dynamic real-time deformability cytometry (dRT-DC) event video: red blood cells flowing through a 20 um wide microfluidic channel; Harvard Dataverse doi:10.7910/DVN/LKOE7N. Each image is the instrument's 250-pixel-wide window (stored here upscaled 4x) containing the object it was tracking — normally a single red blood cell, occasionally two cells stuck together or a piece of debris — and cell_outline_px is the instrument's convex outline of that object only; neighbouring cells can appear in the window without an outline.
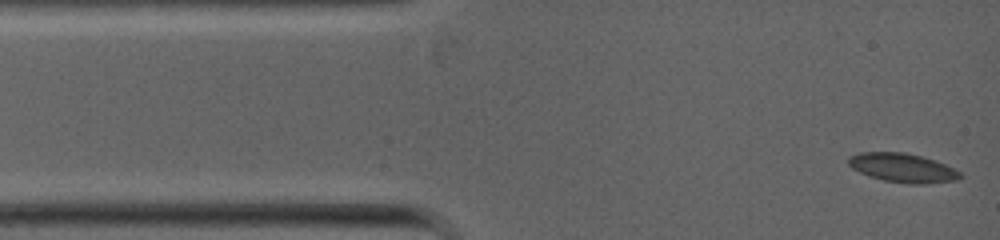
{"species": "common noctule bat (a hibernating species)", "species_latin": "Nyctalus noctula", "temperature_condition": "warm", "stored_images_in_passage": 9, "camera_frame_rate_fps": 5000, "um_per_image_px": 0.085, "animal": {"sex": "female", "body_mass_g": 19.0, "forearm_length_mm": 53.3}, "frame": {"image": 1, "passage_image": 1, "time_ms": 0.0, "image_size_px": [1000, 240], "cell_outline_px": [[964, 176], [960, 180], [924, 184], [908, 184], [884, 180], [868, 176], [852, 168], [848, 164], [848, 156], [860, 152], [904, 152], [936, 160], [960, 172]], "centroid_in_image_um": [76.74, 14.27], "position_along_channel_um": 8.3, "area_um2": 19.02}}
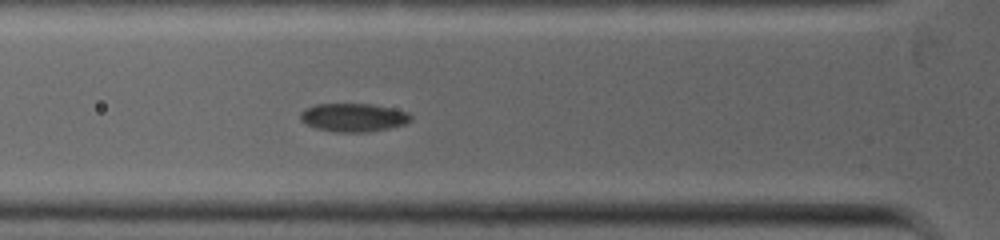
{"frame": {"image": 2, "passage_image": 7, "time_ms": 3.0, "image_size_px": [1000, 240], "cell_outline_px": [[412, 120], [404, 124], [388, 128], [364, 132], [336, 132], [316, 128], [300, 120], [300, 112], [304, 108], [316, 104], [372, 104], [392, 108], [408, 112], [412, 116]], "centroid_in_image_um": [30.03, 9.97], "position_along_channel_um": 95.8, "area_um2": 18.21}}
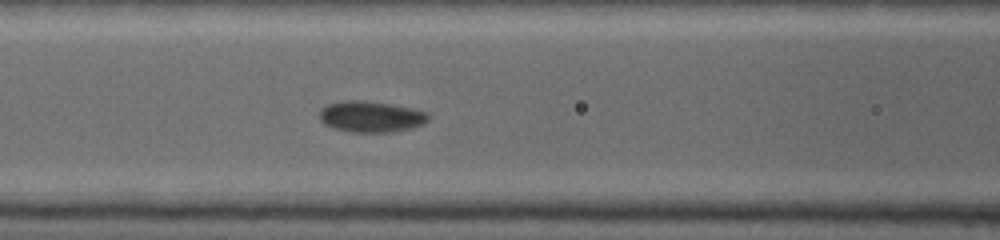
{"frame": {"image": 3, "passage_image": 9, "time_ms": 3.8, "image_size_px": [1000, 240], "cell_outline_px": [[428, 120], [424, 124], [412, 128], [392, 132], [348, 132], [324, 124], [320, 120], [320, 108], [328, 104], [344, 100], [364, 100], [392, 104], [412, 108], [428, 112]], "centroid_in_image_um": [31.54, 9.91], "position_along_channel_um": 135.1, "area_um2": 19.88}}